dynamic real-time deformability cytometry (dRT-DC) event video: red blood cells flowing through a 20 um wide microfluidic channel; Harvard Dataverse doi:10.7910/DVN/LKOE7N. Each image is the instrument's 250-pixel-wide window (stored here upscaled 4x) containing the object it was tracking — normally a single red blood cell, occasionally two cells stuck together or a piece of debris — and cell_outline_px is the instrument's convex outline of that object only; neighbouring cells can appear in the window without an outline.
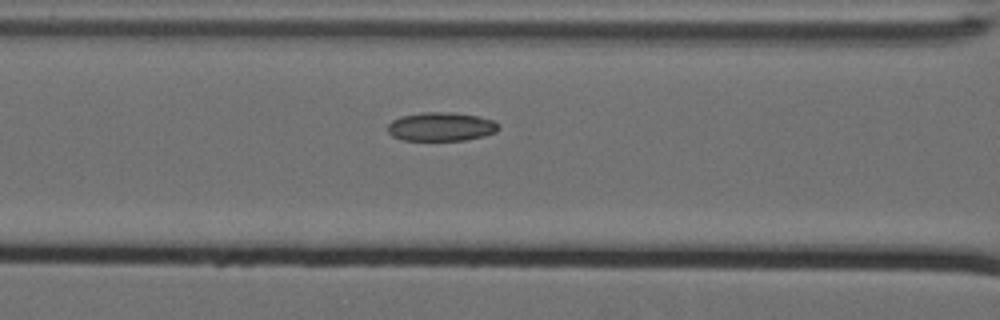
{"species": "Egyptian fruit bat (a non-hibernating species)", "species_latin": "Rousettus aegyptiacus", "temperature_condition": "cold", "stored_images_in_passage": 5, "camera_frame_rate_fps": 3000, "um_per_image_px": 0.085, "animal": {"sex": "female"}, "frame": {"image": 1, "passage_image": 3, "time_ms": 0.667, "image_size_px": [1000, 320], "cell_outline_px": [[500, 128], [496, 132], [484, 136], [464, 140], [404, 140], [392, 136], [388, 132], [388, 124], [392, 120], [400, 116], [424, 112], [452, 112], [476, 116], [492, 120], [500, 124]], "centroid_in_image_um": [37.49, 10.76], "position_along_channel_um": 129.1, "area_um2": 18.61}}